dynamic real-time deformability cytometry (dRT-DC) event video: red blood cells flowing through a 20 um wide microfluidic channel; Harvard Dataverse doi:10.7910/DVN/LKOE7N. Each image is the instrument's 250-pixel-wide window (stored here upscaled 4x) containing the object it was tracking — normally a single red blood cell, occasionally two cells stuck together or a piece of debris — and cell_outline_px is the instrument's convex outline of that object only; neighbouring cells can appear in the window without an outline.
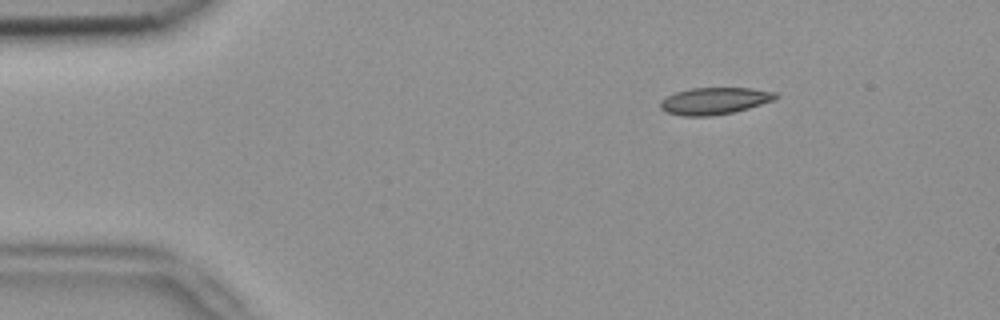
{"species": "common noctule bat (a hibernating species)", "species_latin": "Nyctalus noctula", "temperature_condition": "room temperature", "stored_images_in_passage": 3, "camera_frame_rate_fps": 3000, "um_per_image_px": 0.085, "animal": {"sex": "female", "body_mass_g": 18.4}, "frame": {"image": 1, "passage_image": 1, "time_ms": 0.0, "image_size_px": [1000, 320], "cell_outline_px": [[780, 96], [776, 100], [748, 108], [732, 112], [712, 116], [684, 116], [664, 112], [660, 108], [660, 100], [676, 92], [692, 88], [752, 88], [776, 92]], "centroid_in_image_um": [60.75, 8.58], "position_along_channel_um": 24.2, "area_um2": 18.21}}
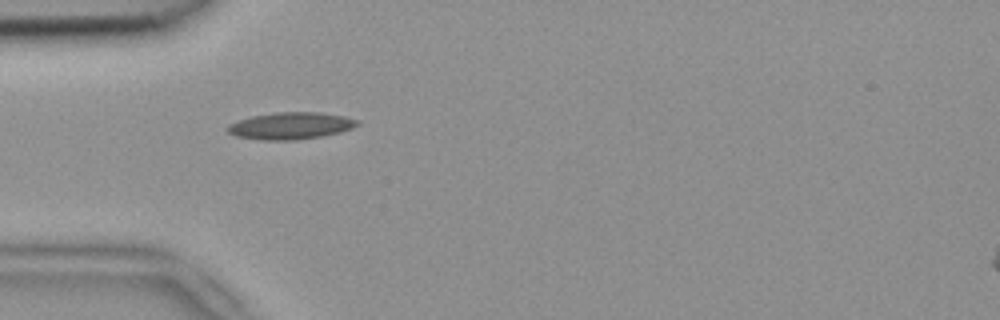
{"frame": {"image": 2, "passage_image": 3, "time_ms": 0.667, "image_size_px": [1000, 320], "cell_outline_px": [[360, 124], [352, 128], [340, 132], [320, 136], [296, 140], [264, 140], [236, 136], [228, 132], [228, 124], [252, 116], [276, 112], [320, 112], [344, 116], [360, 120]], "centroid_in_image_um": [24.74, 10.68], "position_along_channel_um": 60.3, "area_um2": 20.29}}